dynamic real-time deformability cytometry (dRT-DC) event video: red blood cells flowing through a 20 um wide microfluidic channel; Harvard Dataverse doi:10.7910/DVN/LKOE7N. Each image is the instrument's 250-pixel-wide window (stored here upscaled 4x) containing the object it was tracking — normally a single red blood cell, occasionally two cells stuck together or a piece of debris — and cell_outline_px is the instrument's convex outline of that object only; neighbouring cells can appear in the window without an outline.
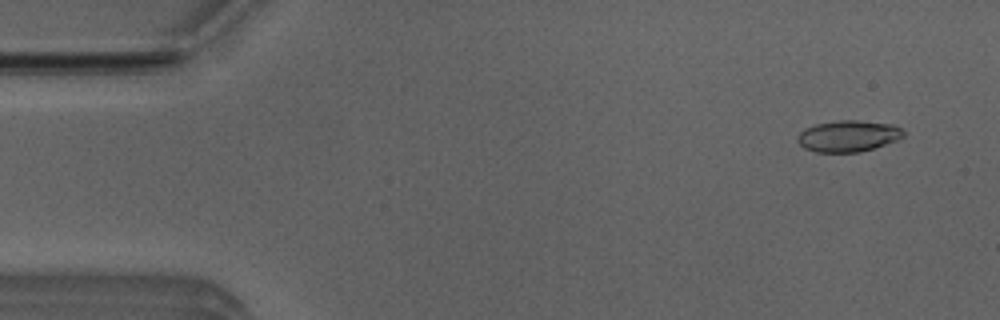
{"species": "Egyptian fruit bat (a non-hibernating species)", "species_latin": "Rousettus aegyptiacus", "temperature_condition": "room temperature", "stored_images_in_passage": 5, "camera_frame_rate_fps": 3000, "um_per_image_px": 0.085, "animal": {"sex": "male"}, "frame": {"image": 1, "passage_image": 2, "time_ms": 0.333, "image_size_px": [1000, 320], "cell_outline_px": [[904, 136], [896, 140], [860, 152], [816, 152], [804, 148], [796, 140], [796, 136], [804, 128], [816, 124], [840, 120], [856, 120], [892, 124], [900, 128], [904, 132]], "centroid_in_image_um": [72.05, 11.56], "position_along_channel_um": 12.9, "area_um2": 19.25}}
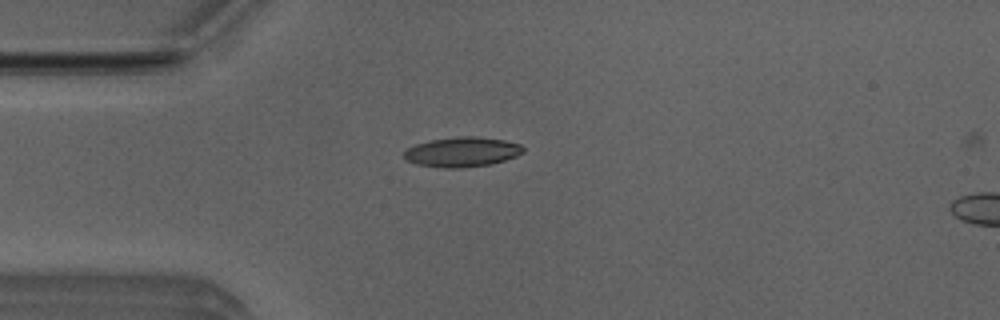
{"frame": {"image": 2, "passage_image": 4, "time_ms": 1.0, "image_size_px": [1000, 320], "cell_outline_px": [[524, 152], [516, 156], [492, 164], [464, 168], [444, 168], [416, 164], [408, 160], [404, 156], [404, 152], [408, 148], [416, 144], [432, 140], [460, 136], [472, 136], [504, 140], [520, 144], [524, 148]], "centroid_in_image_um": [39.3, 12.92], "position_along_channel_um": 45.7, "area_um2": 20.58}}